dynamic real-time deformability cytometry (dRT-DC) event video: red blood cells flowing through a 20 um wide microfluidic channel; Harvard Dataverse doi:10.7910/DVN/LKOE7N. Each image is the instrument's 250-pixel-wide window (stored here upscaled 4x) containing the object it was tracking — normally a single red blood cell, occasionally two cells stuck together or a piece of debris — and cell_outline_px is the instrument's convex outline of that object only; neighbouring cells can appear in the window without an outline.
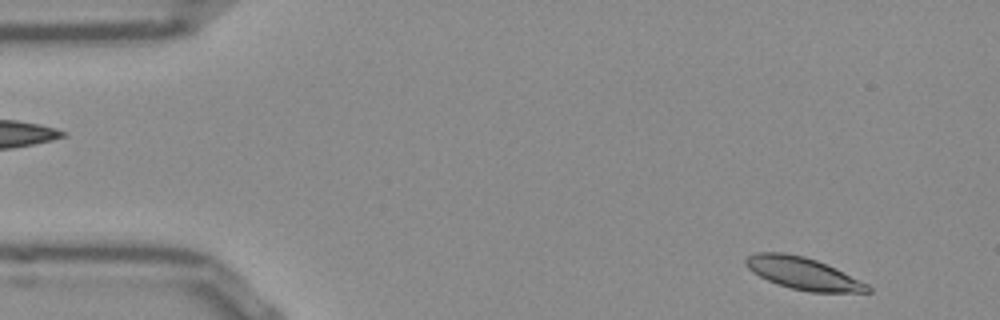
{"species": "Egyptian fruit bat (a non-hibernating species)", "species_latin": "Rousettus aegyptiacus", "temperature_condition": "room temperature", "stored_images_in_passage": 50, "camera_frame_rate_fps": 3000, "um_per_image_px": 0.085, "frame": {"image": 1, "passage_image": 2, "time_ms": 0.333, "image_size_px": [1000, 320], "cell_outline_px": [[872, 292], [808, 292], [776, 284], [752, 272], [744, 264], [744, 260], [748, 256], [756, 252], [784, 252], [804, 256], [816, 260], [836, 268], [868, 284], [872, 288]], "centroid_in_image_um": [68.25, 23.23], "position_along_channel_um": 16.7, "area_um2": 22.89}}
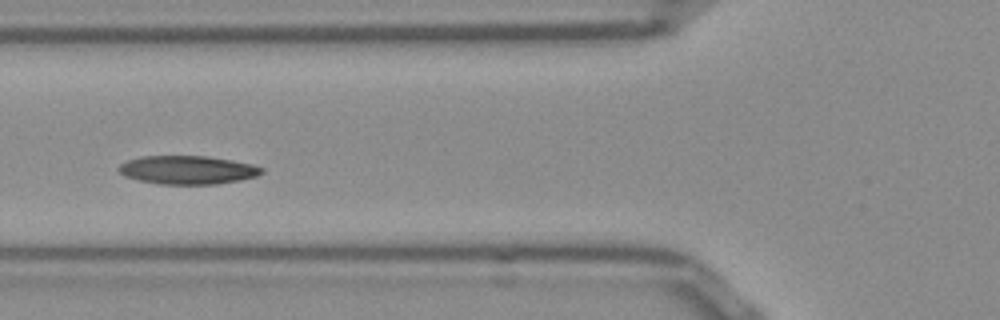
{"frame": {"image": 2, "passage_image": 17, "time_ms": 5.333, "image_size_px": [1000, 320], "cell_outline_px": [[264, 172], [256, 176], [240, 180], [216, 184], [160, 184], [140, 180], [124, 176], [116, 168], [120, 164], [128, 160], [140, 156], [208, 156], [232, 160], [252, 164], [264, 168]], "centroid_in_image_um": [15.95, 14.44], "position_along_channel_um": 109.9, "area_um2": 23.76}}
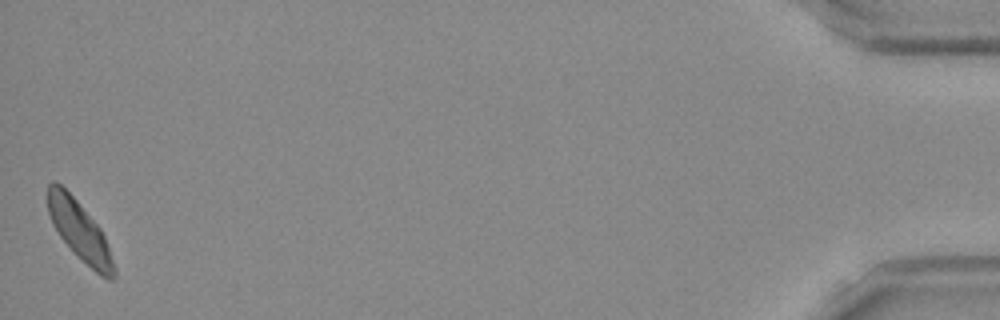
{"frame": {"image": 3, "passage_image": 50, "time_ms": 16.333, "image_size_px": [1000, 320], "cell_outline_px": [[116, 276], [112, 280], [108, 280], [100, 276], [60, 236], [52, 224], [48, 212], [48, 184], [52, 180], [56, 180], [76, 200], [100, 228], [104, 236], [116, 268]], "centroid_in_image_um": [6.77, 19.61], "position_along_channel_um": 428.4, "area_um2": 22.2}, "authors_computed_cell_mechanics": {"area_um2": 23.2067, "velocity_mm_per_s": 3.7906, "shape_relaxation_time_tau1_ms": 3.4586, "shape_relaxation_time_tau2_ms": null, "deformation_change_tau1": 0.0949, "deformation_change_tau2": null}}